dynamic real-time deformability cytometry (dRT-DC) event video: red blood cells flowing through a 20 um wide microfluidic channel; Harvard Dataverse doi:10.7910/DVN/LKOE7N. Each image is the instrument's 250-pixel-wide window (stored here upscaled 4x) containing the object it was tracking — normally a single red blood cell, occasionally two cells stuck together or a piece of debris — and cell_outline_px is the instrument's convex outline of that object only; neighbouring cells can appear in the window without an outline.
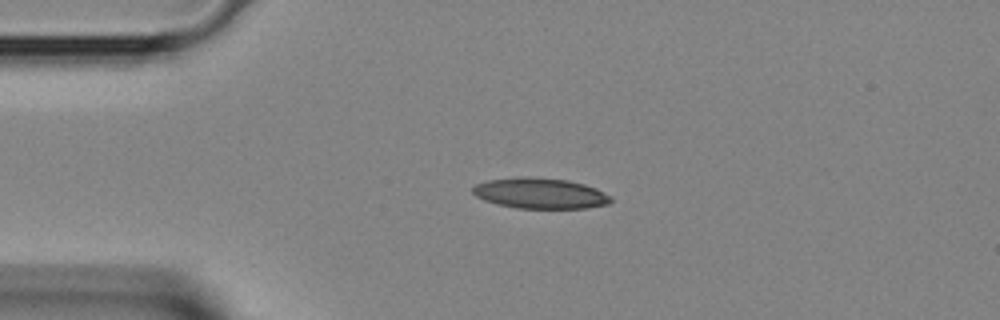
{"species": "Egyptian fruit bat (a non-hibernating species)", "species_latin": "Rousettus aegyptiacus", "temperature_condition": "room temperature", "stored_images_in_passage": 2, "camera_frame_rate_fps": 3000, "um_per_image_px": 0.085, "animal": {"sex": "female"}, "frame": {"image": 1, "passage_image": 2, "time_ms": 0.333, "image_size_px": [1000, 320], "cell_outline_px": [[612, 200], [608, 204], [588, 208], [516, 208], [484, 200], [476, 196], [472, 192], [472, 188], [476, 184], [488, 180], [568, 180], [584, 184], [596, 188], [612, 196]], "centroid_in_image_um": [46.0, 16.49], "position_along_channel_um": 39.0, "area_um2": 23.47}}